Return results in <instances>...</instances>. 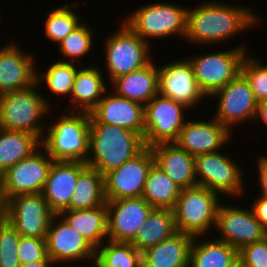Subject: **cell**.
<instances>
[{
    "mask_svg": "<svg viewBox=\"0 0 267 267\" xmlns=\"http://www.w3.org/2000/svg\"><path fill=\"white\" fill-rule=\"evenodd\" d=\"M199 4L187 10V33L184 38L190 43L198 44V47L226 43L238 36L237 33L248 31L259 24L258 16L249 7L231 6L213 0Z\"/></svg>",
    "mask_w": 267,
    "mask_h": 267,
    "instance_id": "6da1fadb",
    "label": "cell"
},
{
    "mask_svg": "<svg viewBox=\"0 0 267 267\" xmlns=\"http://www.w3.org/2000/svg\"><path fill=\"white\" fill-rule=\"evenodd\" d=\"M143 137L131 130L105 123H90L85 164L105 176L134 158L144 148Z\"/></svg>",
    "mask_w": 267,
    "mask_h": 267,
    "instance_id": "7a4b0ae2",
    "label": "cell"
},
{
    "mask_svg": "<svg viewBox=\"0 0 267 267\" xmlns=\"http://www.w3.org/2000/svg\"><path fill=\"white\" fill-rule=\"evenodd\" d=\"M39 88L40 85L35 83L27 89L0 95L1 129L23 131L43 139L46 129V125H42L43 119L49 117L54 106L45 95L37 92Z\"/></svg>",
    "mask_w": 267,
    "mask_h": 267,
    "instance_id": "3957f363",
    "label": "cell"
},
{
    "mask_svg": "<svg viewBox=\"0 0 267 267\" xmlns=\"http://www.w3.org/2000/svg\"><path fill=\"white\" fill-rule=\"evenodd\" d=\"M56 120V121H55ZM45 129L41 146L54 161H86L88 156L90 113L66 112Z\"/></svg>",
    "mask_w": 267,
    "mask_h": 267,
    "instance_id": "277c9868",
    "label": "cell"
},
{
    "mask_svg": "<svg viewBox=\"0 0 267 267\" xmlns=\"http://www.w3.org/2000/svg\"><path fill=\"white\" fill-rule=\"evenodd\" d=\"M222 202L217 192L204 186L181 189L173 208L177 232L194 237L210 234L215 230L217 212Z\"/></svg>",
    "mask_w": 267,
    "mask_h": 267,
    "instance_id": "5b68a950",
    "label": "cell"
},
{
    "mask_svg": "<svg viewBox=\"0 0 267 267\" xmlns=\"http://www.w3.org/2000/svg\"><path fill=\"white\" fill-rule=\"evenodd\" d=\"M187 10L188 7L171 2H148L132 10L123 21L148 43L149 39H164L176 34L184 38L187 33Z\"/></svg>",
    "mask_w": 267,
    "mask_h": 267,
    "instance_id": "8992f818",
    "label": "cell"
},
{
    "mask_svg": "<svg viewBox=\"0 0 267 267\" xmlns=\"http://www.w3.org/2000/svg\"><path fill=\"white\" fill-rule=\"evenodd\" d=\"M105 40V66L110 82L144 67L153 58L150 44L138 36L124 21Z\"/></svg>",
    "mask_w": 267,
    "mask_h": 267,
    "instance_id": "52a82bcc",
    "label": "cell"
},
{
    "mask_svg": "<svg viewBox=\"0 0 267 267\" xmlns=\"http://www.w3.org/2000/svg\"><path fill=\"white\" fill-rule=\"evenodd\" d=\"M247 49L243 43L232 49L192 55L188 58L193 66L197 84L207 98L241 73L242 62L249 53Z\"/></svg>",
    "mask_w": 267,
    "mask_h": 267,
    "instance_id": "ba28073f",
    "label": "cell"
},
{
    "mask_svg": "<svg viewBox=\"0 0 267 267\" xmlns=\"http://www.w3.org/2000/svg\"><path fill=\"white\" fill-rule=\"evenodd\" d=\"M221 151L195 157V176L197 185L204 186L219 195L240 197L245 194L244 168L230 155ZM222 193V194H221Z\"/></svg>",
    "mask_w": 267,
    "mask_h": 267,
    "instance_id": "9c48e42d",
    "label": "cell"
},
{
    "mask_svg": "<svg viewBox=\"0 0 267 267\" xmlns=\"http://www.w3.org/2000/svg\"><path fill=\"white\" fill-rule=\"evenodd\" d=\"M186 110L189 108L171 98L159 93L155 95L144 106L145 146L175 142L188 120L184 114Z\"/></svg>",
    "mask_w": 267,
    "mask_h": 267,
    "instance_id": "30bf717a",
    "label": "cell"
},
{
    "mask_svg": "<svg viewBox=\"0 0 267 267\" xmlns=\"http://www.w3.org/2000/svg\"><path fill=\"white\" fill-rule=\"evenodd\" d=\"M53 161L40 146L10 167L0 176V188L6 199L20 194L42 193Z\"/></svg>",
    "mask_w": 267,
    "mask_h": 267,
    "instance_id": "8fae6325",
    "label": "cell"
},
{
    "mask_svg": "<svg viewBox=\"0 0 267 267\" xmlns=\"http://www.w3.org/2000/svg\"><path fill=\"white\" fill-rule=\"evenodd\" d=\"M209 98L218 99L212 117L231 132L239 123L246 121L250 123L254 120L258 102L248 81L241 73Z\"/></svg>",
    "mask_w": 267,
    "mask_h": 267,
    "instance_id": "7c38bea8",
    "label": "cell"
},
{
    "mask_svg": "<svg viewBox=\"0 0 267 267\" xmlns=\"http://www.w3.org/2000/svg\"><path fill=\"white\" fill-rule=\"evenodd\" d=\"M221 203L217 212L215 231L217 239L225 241L239 250L242 246L258 242L267 237V230L256 219L251 207L249 209ZM221 234V235H220Z\"/></svg>",
    "mask_w": 267,
    "mask_h": 267,
    "instance_id": "4fadbf2b",
    "label": "cell"
},
{
    "mask_svg": "<svg viewBox=\"0 0 267 267\" xmlns=\"http://www.w3.org/2000/svg\"><path fill=\"white\" fill-rule=\"evenodd\" d=\"M155 163L150 147L104 176L106 201L141 197L151 166Z\"/></svg>",
    "mask_w": 267,
    "mask_h": 267,
    "instance_id": "5bb4252c",
    "label": "cell"
},
{
    "mask_svg": "<svg viewBox=\"0 0 267 267\" xmlns=\"http://www.w3.org/2000/svg\"><path fill=\"white\" fill-rule=\"evenodd\" d=\"M47 255L56 265L89 260L95 262L96 249L58 214L51 218L46 236Z\"/></svg>",
    "mask_w": 267,
    "mask_h": 267,
    "instance_id": "9a60e30c",
    "label": "cell"
},
{
    "mask_svg": "<svg viewBox=\"0 0 267 267\" xmlns=\"http://www.w3.org/2000/svg\"><path fill=\"white\" fill-rule=\"evenodd\" d=\"M53 215L42 193L20 194L7 200V220L24 237L46 238Z\"/></svg>",
    "mask_w": 267,
    "mask_h": 267,
    "instance_id": "2e32d148",
    "label": "cell"
},
{
    "mask_svg": "<svg viewBox=\"0 0 267 267\" xmlns=\"http://www.w3.org/2000/svg\"><path fill=\"white\" fill-rule=\"evenodd\" d=\"M159 94L185 105L190 110L205 98L195 79L194 69L188 58L175 59L158 67Z\"/></svg>",
    "mask_w": 267,
    "mask_h": 267,
    "instance_id": "e0dca14e",
    "label": "cell"
},
{
    "mask_svg": "<svg viewBox=\"0 0 267 267\" xmlns=\"http://www.w3.org/2000/svg\"><path fill=\"white\" fill-rule=\"evenodd\" d=\"M107 240L131 242L153 207L142 197L107 201Z\"/></svg>",
    "mask_w": 267,
    "mask_h": 267,
    "instance_id": "ac0fdd59",
    "label": "cell"
},
{
    "mask_svg": "<svg viewBox=\"0 0 267 267\" xmlns=\"http://www.w3.org/2000/svg\"><path fill=\"white\" fill-rule=\"evenodd\" d=\"M233 133L215 118L188 120L183 125L175 143L194 157L217 152L229 143Z\"/></svg>",
    "mask_w": 267,
    "mask_h": 267,
    "instance_id": "d6986e66",
    "label": "cell"
},
{
    "mask_svg": "<svg viewBox=\"0 0 267 267\" xmlns=\"http://www.w3.org/2000/svg\"><path fill=\"white\" fill-rule=\"evenodd\" d=\"M7 43L0 50V95L27 89L37 83L35 56L22 51L13 40Z\"/></svg>",
    "mask_w": 267,
    "mask_h": 267,
    "instance_id": "ffe728a7",
    "label": "cell"
},
{
    "mask_svg": "<svg viewBox=\"0 0 267 267\" xmlns=\"http://www.w3.org/2000/svg\"><path fill=\"white\" fill-rule=\"evenodd\" d=\"M108 92L90 112V123L115 125L144 137V105Z\"/></svg>",
    "mask_w": 267,
    "mask_h": 267,
    "instance_id": "44dd1931",
    "label": "cell"
},
{
    "mask_svg": "<svg viewBox=\"0 0 267 267\" xmlns=\"http://www.w3.org/2000/svg\"><path fill=\"white\" fill-rule=\"evenodd\" d=\"M87 167L80 161H53L42 195L54 214L70 210L79 174Z\"/></svg>",
    "mask_w": 267,
    "mask_h": 267,
    "instance_id": "7402d4cb",
    "label": "cell"
},
{
    "mask_svg": "<svg viewBox=\"0 0 267 267\" xmlns=\"http://www.w3.org/2000/svg\"><path fill=\"white\" fill-rule=\"evenodd\" d=\"M155 164L180 188L197 185L195 157L175 142L160 143L150 147Z\"/></svg>",
    "mask_w": 267,
    "mask_h": 267,
    "instance_id": "603a6c76",
    "label": "cell"
},
{
    "mask_svg": "<svg viewBox=\"0 0 267 267\" xmlns=\"http://www.w3.org/2000/svg\"><path fill=\"white\" fill-rule=\"evenodd\" d=\"M81 65L75 75L72 94L70 96V108L68 112L90 113L107 94L108 84L100 69V65ZM107 85V86H106ZM74 107V108H72Z\"/></svg>",
    "mask_w": 267,
    "mask_h": 267,
    "instance_id": "cb8c5ba5",
    "label": "cell"
},
{
    "mask_svg": "<svg viewBox=\"0 0 267 267\" xmlns=\"http://www.w3.org/2000/svg\"><path fill=\"white\" fill-rule=\"evenodd\" d=\"M109 84L116 95L145 106L159 93L158 66L151 60L144 67L117 77Z\"/></svg>",
    "mask_w": 267,
    "mask_h": 267,
    "instance_id": "d4e9b609",
    "label": "cell"
},
{
    "mask_svg": "<svg viewBox=\"0 0 267 267\" xmlns=\"http://www.w3.org/2000/svg\"><path fill=\"white\" fill-rule=\"evenodd\" d=\"M193 239V235L176 232L142 252V267H189Z\"/></svg>",
    "mask_w": 267,
    "mask_h": 267,
    "instance_id": "484cf974",
    "label": "cell"
},
{
    "mask_svg": "<svg viewBox=\"0 0 267 267\" xmlns=\"http://www.w3.org/2000/svg\"><path fill=\"white\" fill-rule=\"evenodd\" d=\"M97 249L107 240V204L90 209L62 210L58 214Z\"/></svg>",
    "mask_w": 267,
    "mask_h": 267,
    "instance_id": "4316f807",
    "label": "cell"
},
{
    "mask_svg": "<svg viewBox=\"0 0 267 267\" xmlns=\"http://www.w3.org/2000/svg\"><path fill=\"white\" fill-rule=\"evenodd\" d=\"M195 236L190 249L189 267H229L238 259V250L225 241Z\"/></svg>",
    "mask_w": 267,
    "mask_h": 267,
    "instance_id": "83f0119b",
    "label": "cell"
},
{
    "mask_svg": "<svg viewBox=\"0 0 267 267\" xmlns=\"http://www.w3.org/2000/svg\"><path fill=\"white\" fill-rule=\"evenodd\" d=\"M176 232L173 210L153 208L130 243L142 253L146 249L170 238Z\"/></svg>",
    "mask_w": 267,
    "mask_h": 267,
    "instance_id": "f1b7e54d",
    "label": "cell"
},
{
    "mask_svg": "<svg viewBox=\"0 0 267 267\" xmlns=\"http://www.w3.org/2000/svg\"><path fill=\"white\" fill-rule=\"evenodd\" d=\"M41 146L34 134L0 128V176Z\"/></svg>",
    "mask_w": 267,
    "mask_h": 267,
    "instance_id": "f546056e",
    "label": "cell"
},
{
    "mask_svg": "<svg viewBox=\"0 0 267 267\" xmlns=\"http://www.w3.org/2000/svg\"><path fill=\"white\" fill-rule=\"evenodd\" d=\"M180 192L181 189L154 163L141 197L153 208L173 210Z\"/></svg>",
    "mask_w": 267,
    "mask_h": 267,
    "instance_id": "4dcf8cb0",
    "label": "cell"
},
{
    "mask_svg": "<svg viewBox=\"0 0 267 267\" xmlns=\"http://www.w3.org/2000/svg\"><path fill=\"white\" fill-rule=\"evenodd\" d=\"M104 176L92 167L80 174L70 200V210L90 209L105 204Z\"/></svg>",
    "mask_w": 267,
    "mask_h": 267,
    "instance_id": "1f68e13d",
    "label": "cell"
},
{
    "mask_svg": "<svg viewBox=\"0 0 267 267\" xmlns=\"http://www.w3.org/2000/svg\"><path fill=\"white\" fill-rule=\"evenodd\" d=\"M88 267H142V253L130 242L107 240L96 249L94 265Z\"/></svg>",
    "mask_w": 267,
    "mask_h": 267,
    "instance_id": "d6a6232c",
    "label": "cell"
},
{
    "mask_svg": "<svg viewBox=\"0 0 267 267\" xmlns=\"http://www.w3.org/2000/svg\"><path fill=\"white\" fill-rule=\"evenodd\" d=\"M49 65L45 72L41 73V71L37 70L36 82L39 85L45 83L48 91H51V95L53 93V95H57L59 99L61 96H69L68 98L70 99L76 72L82 64L78 65L76 63L57 60Z\"/></svg>",
    "mask_w": 267,
    "mask_h": 267,
    "instance_id": "836d02e7",
    "label": "cell"
},
{
    "mask_svg": "<svg viewBox=\"0 0 267 267\" xmlns=\"http://www.w3.org/2000/svg\"><path fill=\"white\" fill-rule=\"evenodd\" d=\"M79 4L77 1L72 2L71 5L66 3L55 9H50L51 11L46 15L47 18L44 22V34L48 40L58 44L83 22L79 13L72 7H77Z\"/></svg>",
    "mask_w": 267,
    "mask_h": 267,
    "instance_id": "e575fe53",
    "label": "cell"
},
{
    "mask_svg": "<svg viewBox=\"0 0 267 267\" xmlns=\"http://www.w3.org/2000/svg\"><path fill=\"white\" fill-rule=\"evenodd\" d=\"M93 28L84 21L69 33L63 40L57 45L59 46V52L64 56L61 62H71L78 64L82 56H88L93 50ZM67 60H65L66 58ZM79 59V60H78ZM71 60V61H70Z\"/></svg>",
    "mask_w": 267,
    "mask_h": 267,
    "instance_id": "d590c367",
    "label": "cell"
},
{
    "mask_svg": "<svg viewBox=\"0 0 267 267\" xmlns=\"http://www.w3.org/2000/svg\"><path fill=\"white\" fill-rule=\"evenodd\" d=\"M261 62L247 53L241 66V74L248 81L258 103L267 101V64Z\"/></svg>",
    "mask_w": 267,
    "mask_h": 267,
    "instance_id": "8d00e7d4",
    "label": "cell"
},
{
    "mask_svg": "<svg viewBox=\"0 0 267 267\" xmlns=\"http://www.w3.org/2000/svg\"><path fill=\"white\" fill-rule=\"evenodd\" d=\"M21 235L6 220L0 224V267H20L18 244Z\"/></svg>",
    "mask_w": 267,
    "mask_h": 267,
    "instance_id": "74e56055",
    "label": "cell"
},
{
    "mask_svg": "<svg viewBox=\"0 0 267 267\" xmlns=\"http://www.w3.org/2000/svg\"><path fill=\"white\" fill-rule=\"evenodd\" d=\"M47 256L46 238L21 236L18 244L21 265L44 260Z\"/></svg>",
    "mask_w": 267,
    "mask_h": 267,
    "instance_id": "f35d334b",
    "label": "cell"
},
{
    "mask_svg": "<svg viewBox=\"0 0 267 267\" xmlns=\"http://www.w3.org/2000/svg\"><path fill=\"white\" fill-rule=\"evenodd\" d=\"M238 259L242 267H267V237L242 246L238 250Z\"/></svg>",
    "mask_w": 267,
    "mask_h": 267,
    "instance_id": "ab89813d",
    "label": "cell"
},
{
    "mask_svg": "<svg viewBox=\"0 0 267 267\" xmlns=\"http://www.w3.org/2000/svg\"><path fill=\"white\" fill-rule=\"evenodd\" d=\"M250 203L252 204L249 206H251L256 219L267 230V196L259 195Z\"/></svg>",
    "mask_w": 267,
    "mask_h": 267,
    "instance_id": "60d3db41",
    "label": "cell"
},
{
    "mask_svg": "<svg viewBox=\"0 0 267 267\" xmlns=\"http://www.w3.org/2000/svg\"><path fill=\"white\" fill-rule=\"evenodd\" d=\"M257 159L258 185L260 186V195L267 196V155H259Z\"/></svg>",
    "mask_w": 267,
    "mask_h": 267,
    "instance_id": "b9f144b4",
    "label": "cell"
},
{
    "mask_svg": "<svg viewBox=\"0 0 267 267\" xmlns=\"http://www.w3.org/2000/svg\"><path fill=\"white\" fill-rule=\"evenodd\" d=\"M265 122V126H267V101L259 102L257 104V109H256V114L254 117L255 123L256 121H261Z\"/></svg>",
    "mask_w": 267,
    "mask_h": 267,
    "instance_id": "7bdbcfd3",
    "label": "cell"
},
{
    "mask_svg": "<svg viewBox=\"0 0 267 267\" xmlns=\"http://www.w3.org/2000/svg\"><path fill=\"white\" fill-rule=\"evenodd\" d=\"M7 220V199L0 188V224Z\"/></svg>",
    "mask_w": 267,
    "mask_h": 267,
    "instance_id": "ee69618b",
    "label": "cell"
},
{
    "mask_svg": "<svg viewBox=\"0 0 267 267\" xmlns=\"http://www.w3.org/2000/svg\"><path fill=\"white\" fill-rule=\"evenodd\" d=\"M52 265L54 266L56 264L49 256H47L44 260L21 265L20 267H51Z\"/></svg>",
    "mask_w": 267,
    "mask_h": 267,
    "instance_id": "f6af8a7d",
    "label": "cell"
},
{
    "mask_svg": "<svg viewBox=\"0 0 267 267\" xmlns=\"http://www.w3.org/2000/svg\"><path fill=\"white\" fill-rule=\"evenodd\" d=\"M229 267H242L239 259H237L231 266Z\"/></svg>",
    "mask_w": 267,
    "mask_h": 267,
    "instance_id": "bcb514c9",
    "label": "cell"
}]
</instances>
